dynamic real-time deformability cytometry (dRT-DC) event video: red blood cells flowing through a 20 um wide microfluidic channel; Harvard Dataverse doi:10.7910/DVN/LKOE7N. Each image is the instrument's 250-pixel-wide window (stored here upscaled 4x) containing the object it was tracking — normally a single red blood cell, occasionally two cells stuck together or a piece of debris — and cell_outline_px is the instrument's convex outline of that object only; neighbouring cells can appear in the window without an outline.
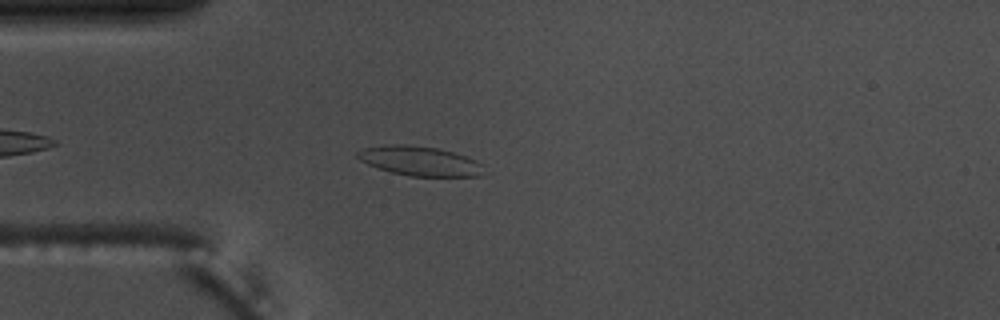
{"species": "common noctule bat (a hibernating species)", "species_latin": "Nyctalus noctula", "temperature_condition": "warm", "stored_images_in_passage": 38, "camera_frame_rate_fps": 3000, "um_per_image_px": 0.085, "animal": {"sex": "male", "body_mass_g": 17.5, "forearm_length_mm": 52.3}, "frame": {"image": 1, "passage_image": 5, "time_ms": 1.333, "image_size_px": [1000, 320], "cell_outline_px": [[480, 176], [408, 176], [392, 172], [368, 164], [360, 160], [356, 156], [356, 152], [364, 148], [388, 144], [404, 144], [436, 148], [452, 152], [476, 160], [480, 164]], "centroid_in_image_um": [35.61, 13.68], "position_along_channel_um": 49.4, "area_um2": 21.27}}
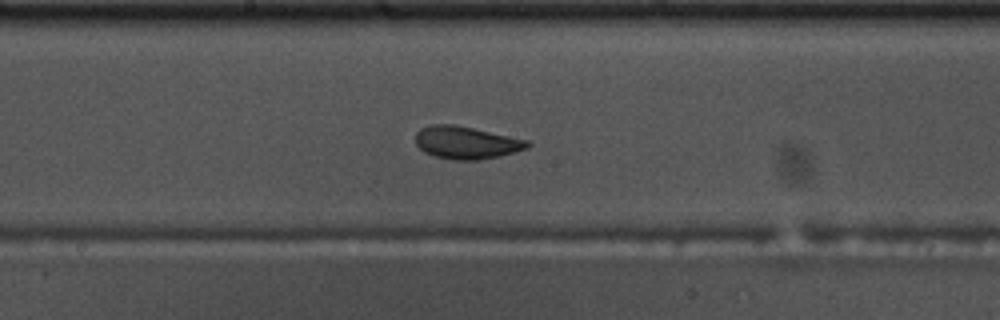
{"frame": {"image": 2, "passage_image": 19, "time_ms": 6.0, "image_size_px": [1000, 320], "cell_outline_px": [[532, 144], [528, 148], [500, 156], [480, 160], [452, 160], [436, 156], [424, 152], [416, 144], [416, 132], [420, 128], [432, 124], [456, 124], [528, 140]], "centroid_in_image_um": [39.64, 12.12], "position_along_channel_um": 208.6, "area_um2": 21.39}}
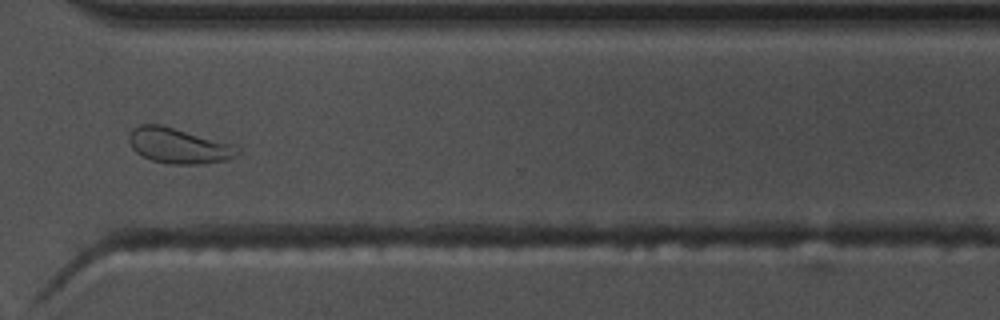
{"frame": {"image": 3, "passage_image": 31, "time_ms": 10.0, "image_size_px": [1000, 320], "cell_outline_px": [[240, 152], [228, 160], [200, 164], [168, 164], [152, 160], [136, 152], [132, 148], [128, 140], [128, 136], [132, 128], [140, 124], [160, 124], [236, 144], [240, 148]], "centroid_in_image_um": [15.2, 12.38], "position_along_channel_um": 355.4, "area_um2": 22.66}, "authors_computed_cell_mechanics": {"area_um2": 21.2415, "velocity_mm_per_s": 3.6581, "shape_relaxation_time_tau1_ms": 4.3948, "shape_relaxation_time_tau2_ms": 1.0388, "deformation_change_tau1": 0.114, "deformation_change_tau2": 0.0588}}